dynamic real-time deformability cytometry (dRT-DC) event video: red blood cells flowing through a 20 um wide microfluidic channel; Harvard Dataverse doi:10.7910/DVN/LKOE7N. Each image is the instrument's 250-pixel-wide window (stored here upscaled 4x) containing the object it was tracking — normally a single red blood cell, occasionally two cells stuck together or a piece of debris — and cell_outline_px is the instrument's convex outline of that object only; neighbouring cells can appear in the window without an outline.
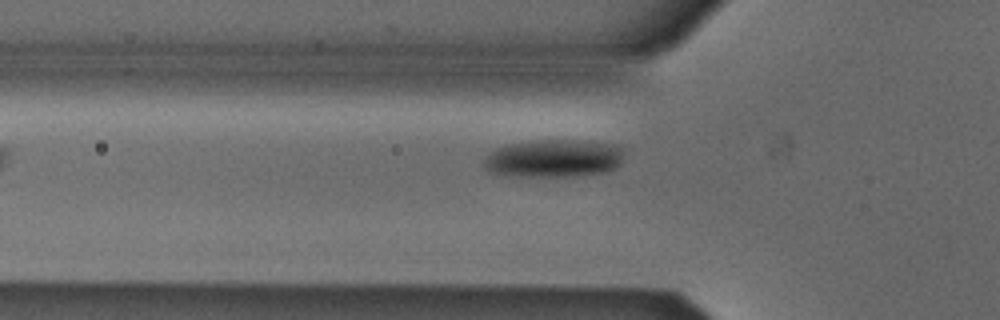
{"species": "Egyptian fruit bat (a non-hibernating species)", "species_latin": "Rousettus aegyptiacus", "temperature_condition": "cold", "stored_images_in_passage": 35, "camera_frame_rate_fps": 3000, "um_per_image_px": 0.085, "animal": {"sex": "male"}, "frame": {"image": 1, "passage_image": 4, "time_ms": 1.0, "image_size_px": [1000, 320], "cell_outline_px": [[624, 152], [620, 164], [616, 168], [600, 172], [576, 176], [504, 176], [488, 172], [484, 168], [484, 160], [496, 148], [508, 144], [532, 140], [592, 140], [616, 144], [624, 148]], "centroid_in_image_um": [47.08, 13.45], "position_along_channel_um": 78.7, "area_um2": 31.39}}
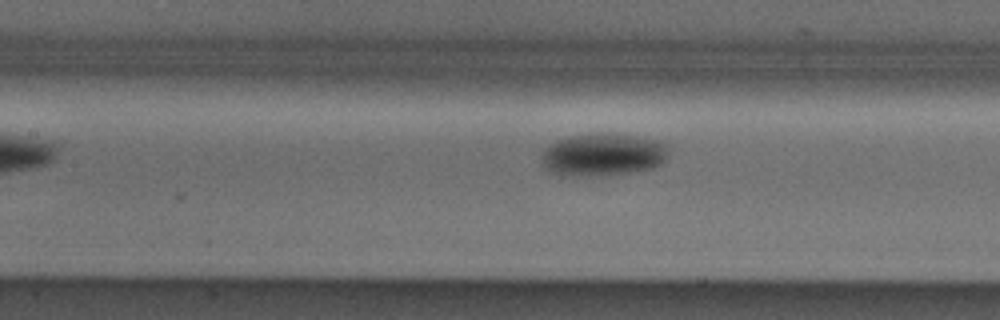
{"frame": {"image": 2, "passage_image": 10, "time_ms": 3.0, "image_size_px": [1000, 320], "cell_outline_px": [[668, 156], [660, 164], [652, 168], [632, 172], [604, 176], [560, 176], [548, 172], [540, 164], [540, 152], [548, 144], [556, 140], [572, 136], [600, 132], [616, 132], [664, 140], [668, 144]], "centroid_in_image_um": [51.22, 13.13], "position_along_channel_um": 156.2, "area_um2": 33.0}}
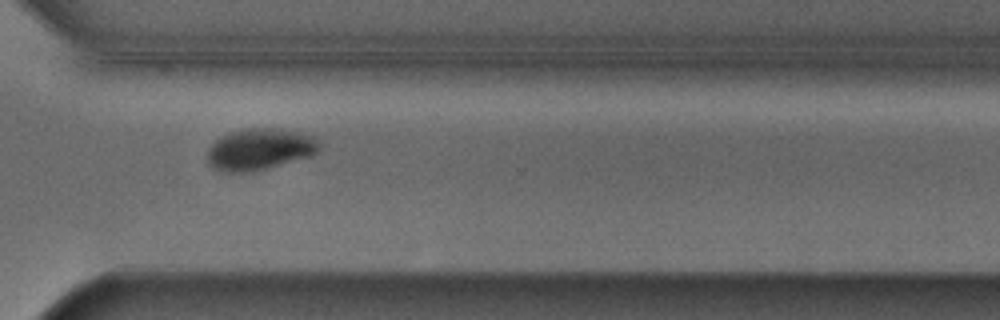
{"frame": {"image": 3, "passage_image": 25, "time_ms": 8.0, "image_size_px": [1000, 320], "cell_outline_px": [[320, 148], [312, 156], [268, 168], [252, 172], [220, 172], [212, 168], [208, 164], [208, 148], [216, 140], [228, 132], [244, 128], [280, 128], [300, 132], [316, 136], [320, 144]], "centroid_in_image_um": [22.09, 12.68], "position_along_channel_um": 348.5, "area_um2": 27.57}}